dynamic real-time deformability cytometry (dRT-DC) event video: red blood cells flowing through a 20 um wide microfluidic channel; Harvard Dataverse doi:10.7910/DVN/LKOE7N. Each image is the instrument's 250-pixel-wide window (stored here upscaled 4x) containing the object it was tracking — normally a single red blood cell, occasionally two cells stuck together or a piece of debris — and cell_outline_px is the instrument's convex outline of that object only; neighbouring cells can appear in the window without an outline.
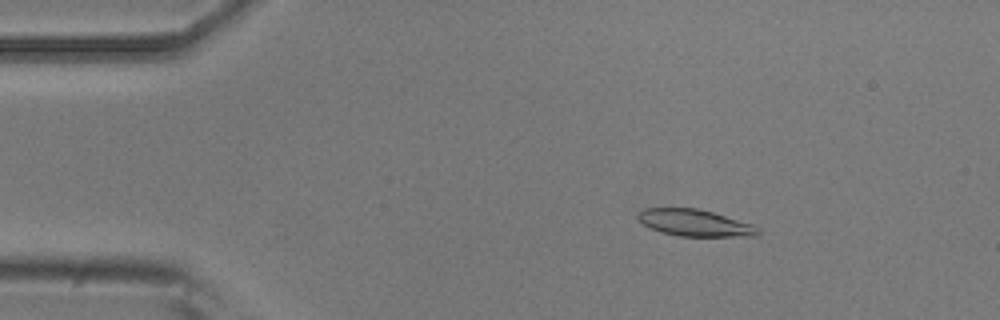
{"species": "common noctule bat (a hibernating species)", "species_latin": "Nyctalus noctula", "temperature_condition": "room temperature", "stored_images_in_passage": 52, "camera_frame_rate_fps": 3000, "um_per_image_px": 0.085, "animal": {"sex": "male", "body_mass_g": 20.5, "forearm_length_mm": 52.5}, "frame": {"image": 1, "passage_image": 8, "time_ms": 2.333, "image_size_px": [1000, 320], "cell_outline_px": [[760, 232], [756, 236], [680, 236], [660, 232], [644, 224], [636, 216], [644, 208], [696, 208], [712, 212], [752, 224], [760, 228]], "centroid_in_image_um": [59.08, 18.94], "position_along_channel_um": 25.9, "area_um2": 18.5}}
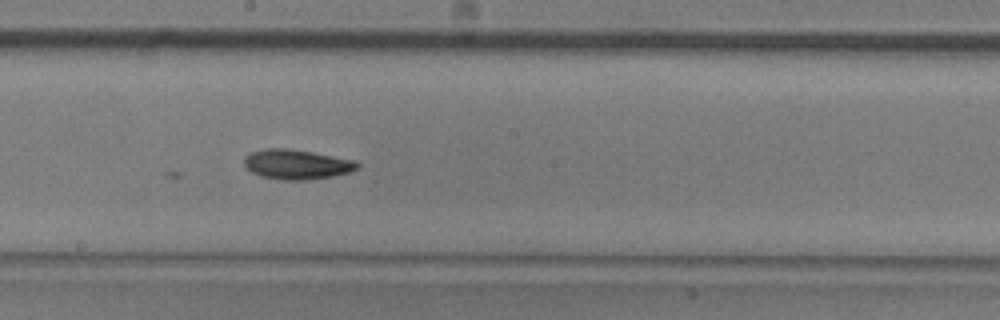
{"frame": {"image": 2, "passage_image": 28, "time_ms": 9.0, "image_size_px": [1000, 320], "cell_outline_px": [[360, 164], [356, 168], [348, 172], [332, 176], [304, 180], [284, 180], [260, 176], [252, 172], [244, 164], [244, 156], [252, 152], [264, 148], [284, 148], [312, 152], [356, 160]], "centroid_in_image_um": [25.2, 13.96], "position_along_channel_um": 223.0, "area_um2": 19.48}}
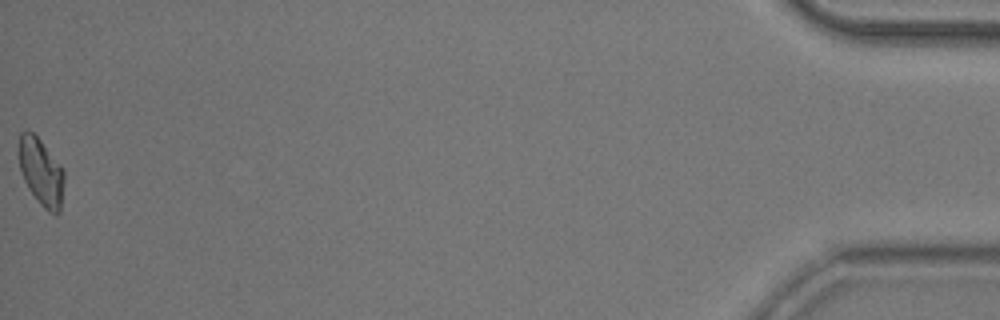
{"frame": {"image": 3, "passage_image": 52, "time_ms": 17.0, "image_size_px": [1000, 320], "cell_outline_px": [[64, 180], [60, 212], [56, 216], [48, 212], [40, 204], [28, 188], [24, 180], [20, 168], [20, 132], [32, 132], [40, 140], [64, 168]], "centroid_in_image_um": [3.54, 14.67], "position_along_channel_um": 431.7, "area_um2": 17.57}}